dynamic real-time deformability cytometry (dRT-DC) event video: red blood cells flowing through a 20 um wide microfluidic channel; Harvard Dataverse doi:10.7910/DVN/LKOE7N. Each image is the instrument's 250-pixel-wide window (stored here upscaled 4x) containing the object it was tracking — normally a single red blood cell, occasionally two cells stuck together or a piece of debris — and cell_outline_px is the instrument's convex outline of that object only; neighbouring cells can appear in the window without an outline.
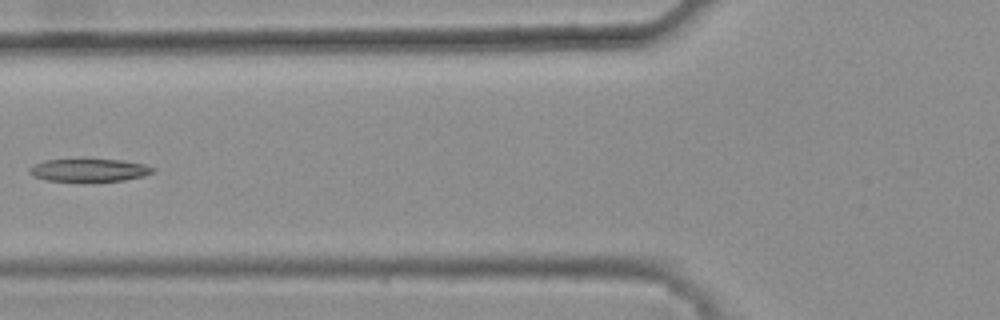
{"species": "common noctule bat (a hibernating species)", "species_latin": "Nyctalus noctula", "temperature_condition": "warm", "stored_images_in_passage": 8, "camera_frame_rate_fps": 3000, "um_per_image_px": 0.085, "animal": {"sex": "female", "body_mass_g": 25.1}, "frame": {"image": 1, "passage_image": 6, "time_ms": 1.667, "image_size_px": [1000, 320], "cell_outline_px": [[156, 172], [144, 176], [124, 180], [44, 180], [32, 176], [28, 172], [28, 168], [44, 160], [88, 156], [120, 160], [144, 164], [156, 168]], "centroid_in_image_um": [7.57, 14.39], "position_along_channel_um": 118.2, "area_um2": 17.11}}
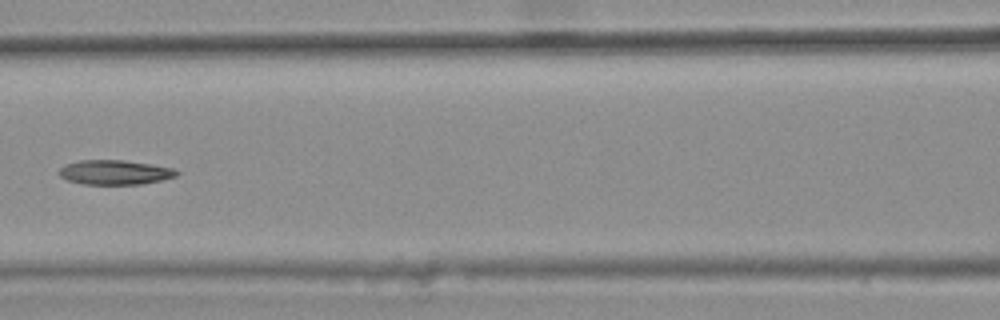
{"frame": {"image": 2, "passage_image": 7, "time_ms": 2.0, "image_size_px": [1000, 320], "cell_outline_px": [[180, 172], [176, 176], [164, 180], [140, 184], [80, 184], [68, 180], [60, 176], [56, 172], [64, 164], [80, 160], [124, 160], [152, 164], [172, 168]], "centroid_in_image_um": [9.74, 14.64], "position_along_channel_um": 156.9, "area_um2": 16.99}}
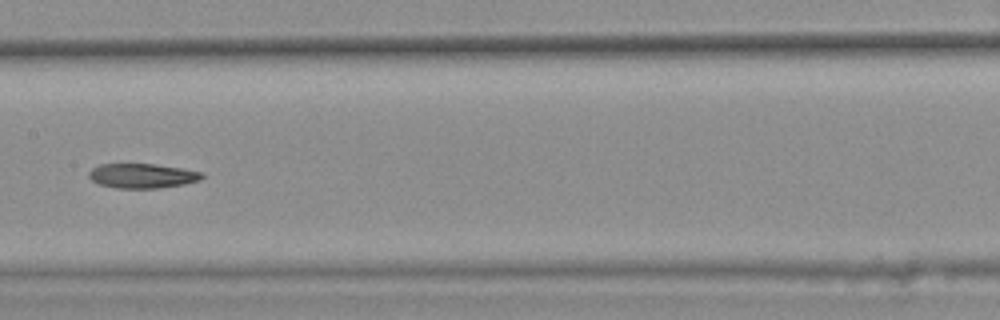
{"frame": {"image": 3, "passage_image": 8, "time_ms": 2.333, "image_size_px": [1000, 320], "cell_outline_px": [[204, 176], [200, 180], [184, 184], [160, 188], [116, 188], [100, 184], [92, 180], [88, 176], [88, 172], [92, 168], [100, 164], [156, 164], [184, 168], [204, 172]], "centroid_in_image_um": [12.13, 14.94], "position_along_channel_um": 195.3, "area_um2": 16.36}}